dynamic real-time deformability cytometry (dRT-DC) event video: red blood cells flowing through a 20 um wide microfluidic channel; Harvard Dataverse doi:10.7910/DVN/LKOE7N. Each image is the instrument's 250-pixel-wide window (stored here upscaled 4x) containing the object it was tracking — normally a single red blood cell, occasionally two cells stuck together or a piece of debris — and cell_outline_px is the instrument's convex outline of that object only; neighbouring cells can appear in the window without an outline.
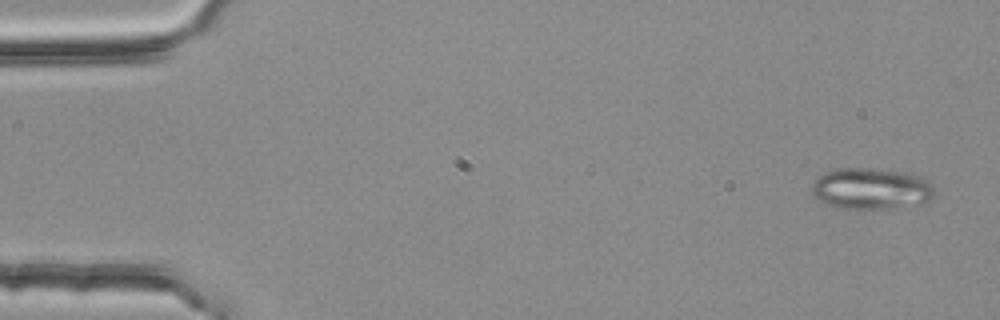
{"species": "common noctule bat (a hibernating species)", "species_latin": "Nyctalus noctula", "temperature_condition": "room temperature", "stored_images_in_passage": 4, "camera_frame_rate_fps": 3000, "um_per_image_px": 0.085, "animal": {"sex": "female", "body_mass_g": 25.1}, "frame": {"image": 1, "passage_image": 1, "time_ms": 0.0, "image_size_px": [1000, 320], "cell_outline_px": [[932, 196], [928, 204], [888, 208], [844, 208], [828, 204], [812, 196], [812, 184], [824, 172], [836, 168], [872, 168], [912, 172], [924, 176], [928, 180], [932, 188]], "centroid_in_image_um": [74.1, 16.01], "position_along_channel_um": 10.9, "area_um2": 29.82}}